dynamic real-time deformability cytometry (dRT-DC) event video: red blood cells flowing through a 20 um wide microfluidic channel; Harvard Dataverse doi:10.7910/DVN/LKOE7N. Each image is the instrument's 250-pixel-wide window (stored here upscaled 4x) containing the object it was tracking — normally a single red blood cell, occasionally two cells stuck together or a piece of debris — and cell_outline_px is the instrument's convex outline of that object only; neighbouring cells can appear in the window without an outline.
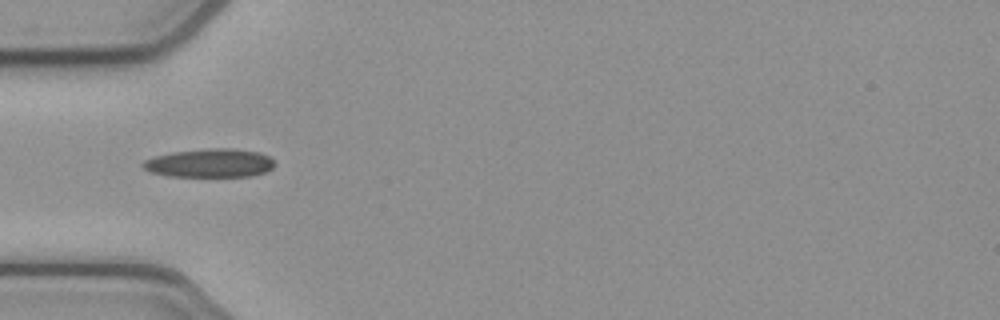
{"species": "common noctule bat (a hibernating species)", "species_latin": "Nyctalus noctula", "temperature_condition": "cold", "stored_images_in_passage": 37, "camera_frame_rate_fps": 3000, "um_per_image_px": 0.085, "animal": {"sex": "female", "body_mass_g": 21.9}, "frame": {"image": 1, "passage_image": 1, "time_ms": 0.0, "image_size_px": [1000, 320], "cell_outline_px": [[276, 164], [272, 168], [264, 172], [252, 176], [168, 176], [152, 172], [144, 168], [140, 164], [144, 160], [156, 156], [172, 152], [208, 148], [232, 148], [260, 152], [268, 156]], "centroid_in_image_um": [17.84, 13.85], "position_along_channel_um": 67.2, "area_um2": 21.91}}
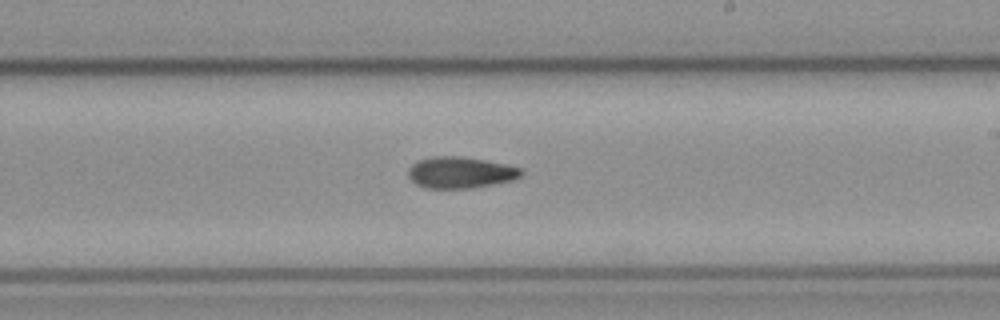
{"frame": {"image": 2, "passage_image": 15, "time_ms": 4.667, "image_size_px": [1000, 320], "cell_outline_px": [[524, 172], [520, 176], [512, 180], [472, 188], [424, 188], [416, 184], [408, 176], [408, 168], [416, 160], [432, 156], [460, 156], [508, 164], [520, 168]], "centroid_in_image_um": [39.1, 14.65], "position_along_channel_um": 249.9, "area_um2": 20.75}}
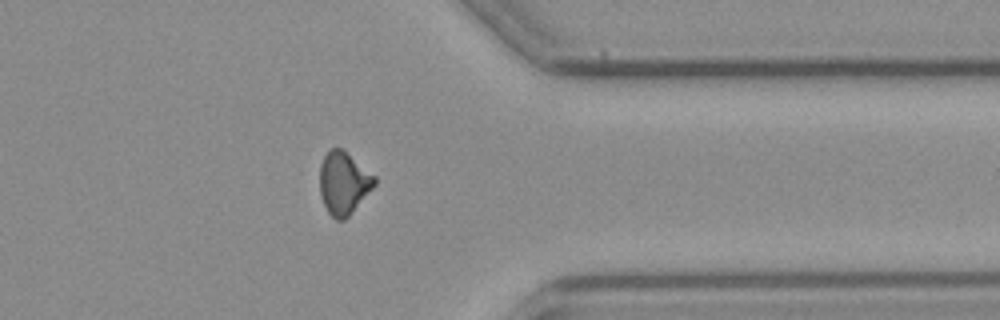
{"frame": {"image": 3, "passage_image": 26, "time_ms": 8.333, "image_size_px": [1000, 320], "cell_outline_px": [[376, 184], [352, 212], [344, 220], [336, 220], [328, 212], [320, 196], [320, 164], [328, 148], [344, 148], [376, 176]], "centroid_in_image_um": [29.21, 15.51], "position_along_channel_um": 382.2, "area_um2": 20.23}, "authors_computed_cell_mechanics": {"area_um2": 20.4034, "velocity_mm_per_s": 3.889, "shape_relaxation_time_tau1_ms": null, "shape_relaxation_time_tau2_ms": 8.1242, "deformation_change_tau1": null, "deformation_change_tau2": 0.1611}}